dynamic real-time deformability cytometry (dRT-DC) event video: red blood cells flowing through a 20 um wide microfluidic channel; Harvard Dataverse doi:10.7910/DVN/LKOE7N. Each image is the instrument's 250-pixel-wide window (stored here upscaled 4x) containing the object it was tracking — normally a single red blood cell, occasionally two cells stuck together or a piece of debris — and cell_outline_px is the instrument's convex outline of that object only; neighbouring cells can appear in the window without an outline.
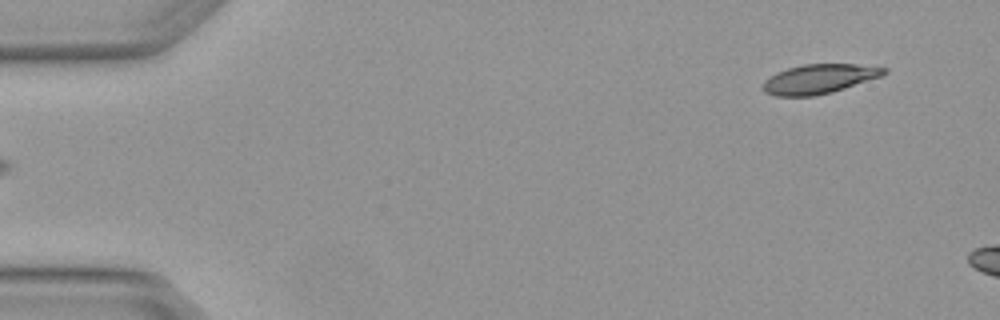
{"species": "Egyptian fruit bat (a non-hibernating species)", "species_latin": "Rousettus aegyptiacus", "temperature_condition": "warm", "stored_images_in_passage": 5, "segment_of_instrument_passage": [2, 2], "camera_frame_rate_fps": 3000, "um_per_image_px": 0.085, "animal": {"sex": "female"}, "frame": {"image": 1, "passage_image": 5, "time_ms": 1.333, "image_size_px": [1000, 320], "cell_outline_px": [[888, 72], [880, 76], [832, 92], [812, 96], [776, 96], [764, 92], [760, 88], [764, 80], [776, 72], [788, 68], [804, 64], [856, 64], [888, 68]], "centroid_in_image_um": [69.57, 6.71], "position_along_channel_um": 15.4, "area_um2": 20.69}}